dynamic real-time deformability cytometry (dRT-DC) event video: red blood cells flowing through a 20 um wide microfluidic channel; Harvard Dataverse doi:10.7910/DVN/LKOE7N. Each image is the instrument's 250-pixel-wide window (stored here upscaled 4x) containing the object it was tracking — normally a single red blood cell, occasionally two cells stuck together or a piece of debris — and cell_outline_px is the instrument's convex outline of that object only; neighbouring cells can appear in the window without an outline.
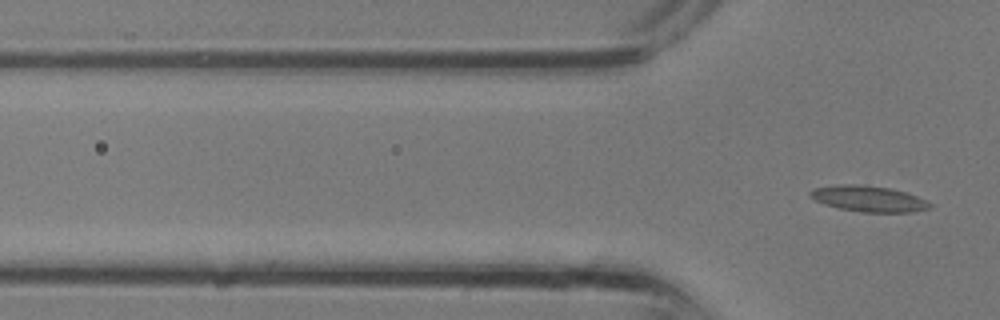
{"species": "common noctule bat (a hibernating species)", "species_latin": "Nyctalus noctula", "temperature_condition": "room temperature", "stored_images_in_passage": 3, "camera_frame_rate_fps": 3000, "um_per_image_px": 0.085, "animal": {"sex": "male", "body_mass_g": 13.3}, "frame": {"image": 1, "passage_image": 3, "time_ms": 0.667, "image_size_px": [1000, 320], "cell_outline_px": [[932, 208], [912, 212], [864, 212], [840, 208], [824, 204], [808, 196], [808, 192], [812, 188], [840, 184], [860, 184], [888, 188], [904, 192], [916, 196], [932, 204]], "centroid_in_image_um": [73.79, 16.89], "position_along_channel_um": 52.0, "area_um2": 17.98}}